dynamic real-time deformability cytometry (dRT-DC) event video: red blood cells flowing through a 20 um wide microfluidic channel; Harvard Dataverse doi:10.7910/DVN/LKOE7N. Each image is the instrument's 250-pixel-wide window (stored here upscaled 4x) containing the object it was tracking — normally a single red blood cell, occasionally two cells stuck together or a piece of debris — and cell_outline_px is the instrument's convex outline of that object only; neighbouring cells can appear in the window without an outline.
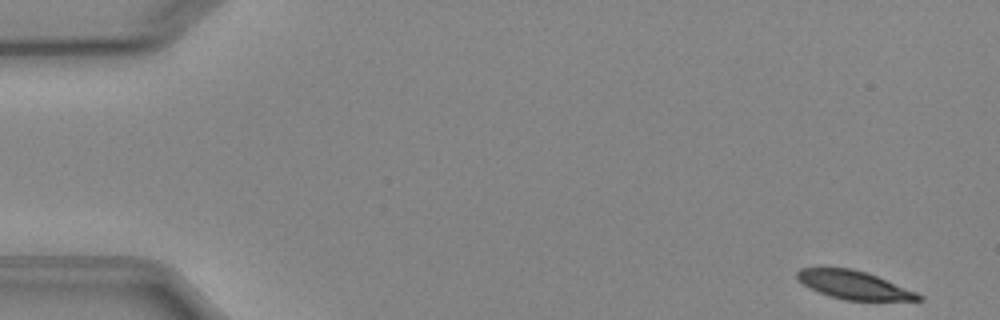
{"species": "Egyptian fruit bat (a non-hibernating species)", "species_latin": "Rousettus aegyptiacus", "temperature_condition": "cold", "stored_images_in_passage": 8, "camera_frame_rate_fps": 3000, "um_per_image_px": 0.085, "animal": {"sex": "female"}, "frame": {"image": 1, "passage_image": 1, "time_ms": 0.0, "image_size_px": [1000, 320], "cell_outline_px": [[924, 300], [844, 300], [828, 296], [804, 284], [796, 276], [796, 272], [800, 268], [852, 268], [876, 276], [916, 292], [924, 296]], "centroid_in_image_um": [72.59, 24.23], "position_along_channel_um": 12.4, "area_um2": 19.59}}
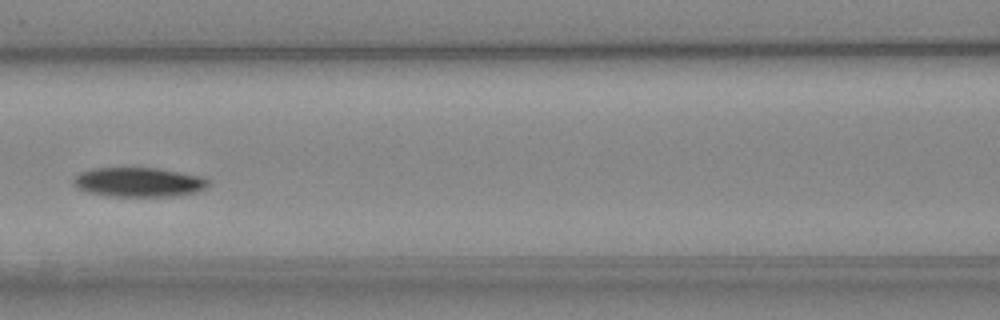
{"frame": {"image": 2, "passage_image": 7, "time_ms": 7.0, "image_size_px": [1000, 320], "cell_outline_px": [[208, 184], [204, 188], [196, 192], [172, 196], [108, 196], [88, 192], [76, 188], [72, 184], [72, 180], [80, 172], [92, 168], [156, 168], [204, 176], [208, 180]], "centroid_in_image_um": [11.75, 15.48], "position_along_channel_um": 154.8, "area_um2": 23.12}}
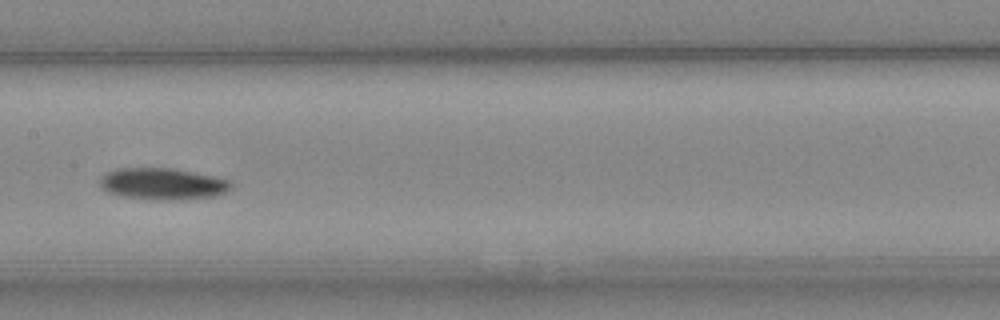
{"frame": {"image": 3, "passage_image": 8, "time_ms": 8.0, "image_size_px": [1000, 320], "cell_outline_px": [[232, 188], [216, 196], [180, 200], [148, 200], [124, 196], [108, 192], [100, 188], [100, 180], [108, 172], [116, 168], [172, 168], [216, 176], [232, 180]], "centroid_in_image_um": [13.87, 15.63], "position_along_channel_um": 193.5, "area_um2": 24.45}}